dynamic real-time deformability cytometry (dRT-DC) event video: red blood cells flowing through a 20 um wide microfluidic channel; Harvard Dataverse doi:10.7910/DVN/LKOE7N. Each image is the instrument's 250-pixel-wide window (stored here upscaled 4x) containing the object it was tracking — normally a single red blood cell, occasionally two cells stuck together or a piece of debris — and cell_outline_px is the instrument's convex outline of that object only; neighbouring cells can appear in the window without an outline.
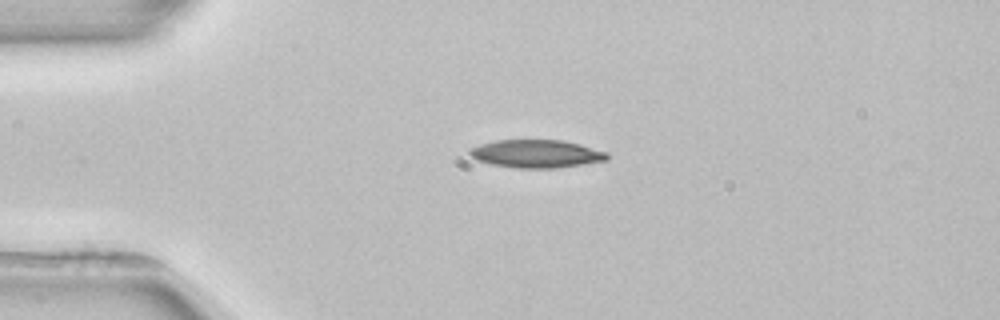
{"species": "common noctule bat (a hibernating species)", "species_latin": "Nyctalus noctula", "temperature_condition": "room temperature", "stored_images_in_passage": 2, "camera_frame_rate_fps": 3000, "um_per_image_px": 0.085, "animal": {"sex": "female", "body_mass_g": 22.7, "forearm_length_mm": 54.2}, "frame": {"image": 1, "passage_image": 1, "time_ms": 0.0, "image_size_px": [1000, 320], "cell_outline_px": [[608, 160], [556, 168], [516, 168], [492, 164], [476, 160], [468, 152], [468, 148], [480, 144], [496, 140], [564, 140], [580, 144], [608, 152]], "centroid_in_image_um": [45.58, 13.06], "position_along_channel_um": 39.4, "area_um2": 22.48}}